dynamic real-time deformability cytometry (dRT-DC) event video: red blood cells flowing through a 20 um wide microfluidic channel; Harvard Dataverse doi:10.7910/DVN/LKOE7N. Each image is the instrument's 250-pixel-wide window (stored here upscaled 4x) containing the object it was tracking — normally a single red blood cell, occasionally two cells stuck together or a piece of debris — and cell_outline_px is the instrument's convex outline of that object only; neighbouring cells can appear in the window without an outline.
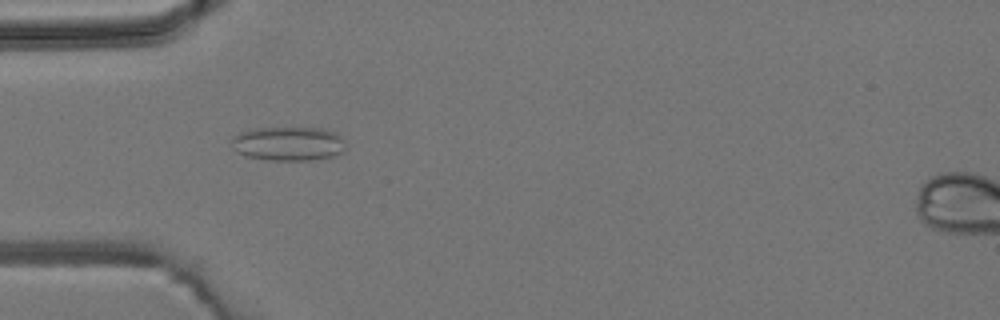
{"species": "common noctule bat (a hibernating species)", "species_latin": "Nyctalus noctula", "temperature_condition": "room temperature", "stored_images_in_passage": 6, "camera_frame_rate_fps": 3000, "um_per_image_px": 0.085, "animal": {"sex": "male", "body_mass_g": 19.2, "forearm_length_mm": 51.8}, "frame": {"image": 1, "passage_image": 3, "time_ms": 3.0, "image_size_px": [1000, 320], "cell_outline_px": [[344, 140], [340, 152], [332, 156], [312, 160], [268, 160], [244, 156], [232, 148], [232, 136], [240, 132], [252, 128], [320, 128], [336, 132]], "centroid_in_image_um": [24.44, 12.2], "position_along_channel_um": 60.6, "area_um2": 22.6}}
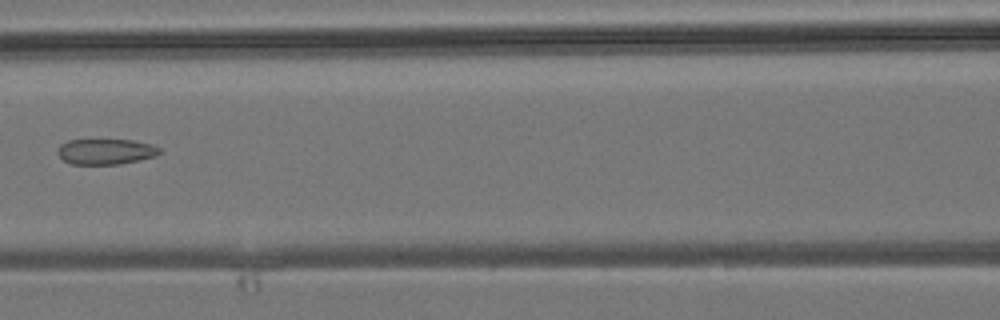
{"frame": {"image": 2, "passage_image": 5, "time_ms": 5.333, "image_size_px": [1000, 320], "cell_outline_px": [[160, 152], [156, 156], [140, 160], [120, 164], [72, 164], [64, 160], [56, 152], [60, 144], [68, 140], [132, 140], [152, 144], [160, 148]], "centroid_in_image_um": [8.99, 12.88], "position_along_channel_um": 157.6, "area_um2": 15.2}}
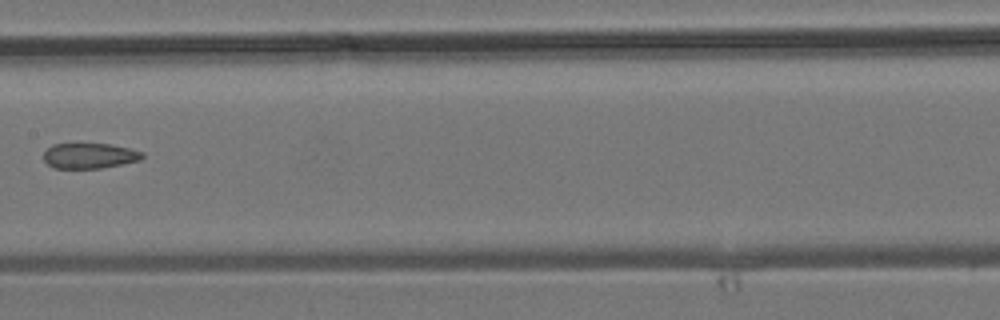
{"frame": {"image": 3, "passage_image": 6, "time_ms": 6.333, "image_size_px": [1000, 320], "cell_outline_px": [[144, 156], [140, 160], [100, 168], [52, 168], [44, 160], [44, 152], [52, 144], [112, 144], [144, 152]], "centroid_in_image_um": [7.6, 13.24], "position_along_channel_um": 199.8, "area_um2": 14.51}}